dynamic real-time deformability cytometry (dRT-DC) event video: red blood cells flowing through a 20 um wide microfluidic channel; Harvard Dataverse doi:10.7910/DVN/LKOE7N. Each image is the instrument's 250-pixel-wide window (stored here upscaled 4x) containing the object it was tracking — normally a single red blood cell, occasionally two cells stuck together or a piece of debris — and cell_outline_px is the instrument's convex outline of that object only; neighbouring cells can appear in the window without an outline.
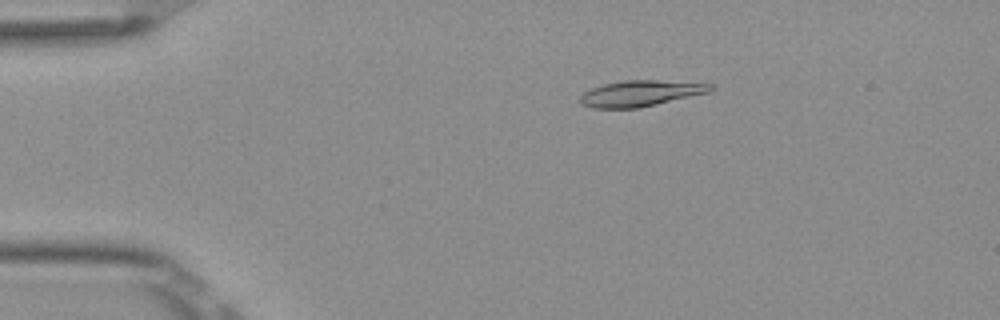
{"species": "Egyptian fruit bat (a non-hibernating species)", "species_latin": "Rousettus aegyptiacus", "temperature_condition": "room temperature", "stored_images_in_passage": 52, "camera_frame_rate_fps": 3000, "um_per_image_px": 0.085, "frame": {"image": 1, "passage_image": 10, "time_ms": 3.0, "image_size_px": [1000, 320], "cell_outline_px": [[716, 88], [708, 92], [640, 108], [592, 108], [580, 104], [580, 96], [584, 92], [592, 88], [604, 84], [624, 80], [656, 80], [712, 84]], "centroid_in_image_um": [54.42, 7.94], "position_along_channel_um": 30.6, "area_um2": 19.59}}
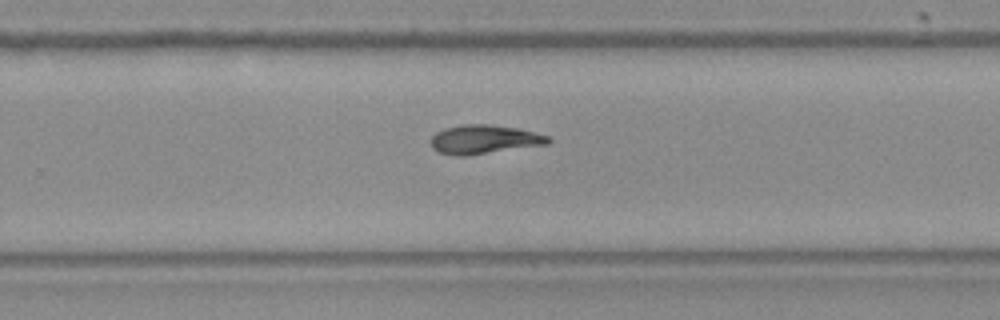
{"frame": {"image": 2, "passage_image": 34, "time_ms": 11.0, "image_size_px": [1000, 320], "cell_outline_px": [[552, 140], [548, 144], [464, 156], [456, 156], [436, 152], [432, 148], [432, 136], [436, 132], [444, 128], [464, 124], [488, 124], [520, 128], [548, 136]], "centroid_in_image_um": [41.14, 11.85], "position_along_channel_um": 288.7, "area_um2": 19.83}}
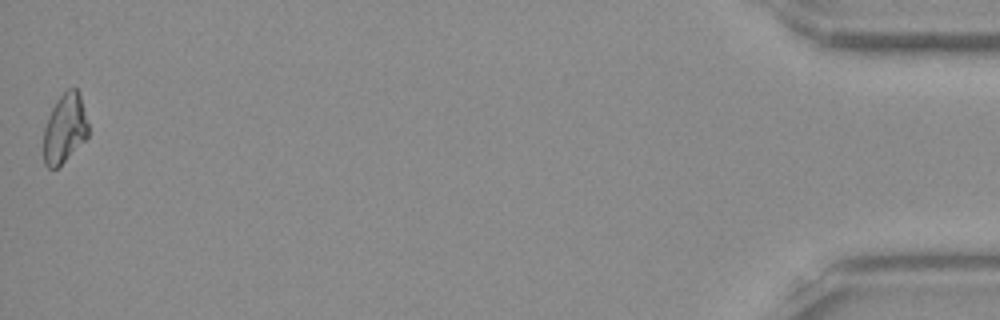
{"frame": {"image": 3, "passage_image": 52, "time_ms": 17.0, "image_size_px": [1000, 320], "cell_outline_px": [[88, 136], [56, 168], [48, 168], [44, 164], [44, 128], [48, 116], [56, 100], [68, 88], [76, 88], [80, 96], [88, 124]], "centroid_in_image_um": [5.48, 10.9], "position_along_channel_um": 429.7, "area_um2": 17.63}}